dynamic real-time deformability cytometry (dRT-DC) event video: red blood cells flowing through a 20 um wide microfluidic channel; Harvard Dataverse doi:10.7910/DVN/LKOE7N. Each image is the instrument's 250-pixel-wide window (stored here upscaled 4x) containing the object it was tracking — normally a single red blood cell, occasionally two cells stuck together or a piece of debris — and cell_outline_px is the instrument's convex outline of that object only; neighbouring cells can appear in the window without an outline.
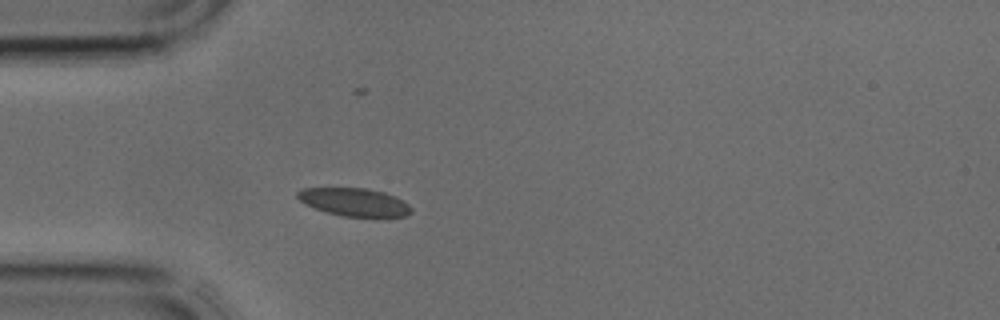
{"species": "common noctule bat (a hibernating species)", "species_latin": "Nyctalus noctula", "temperature_condition": "cold", "stored_images_in_passage": 1, "camera_frame_rate_fps": 3000, "um_per_image_px": 0.085, "animal": {"sex": "male", "body_mass_g": 17.9, "forearm_length_mm": 54.2}, "frame": {"image": 1, "passage_image": 1, "time_ms": 0.0, "image_size_px": [1000, 320], "cell_outline_px": [[412, 212], [404, 216], [344, 216], [328, 212], [304, 204], [296, 196], [296, 192], [300, 188], [368, 188], [384, 192], [396, 196], [408, 204], [412, 208]], "centroid_in_image_um": [30.1, 17.16], "position_along_channel_um": 54.9, "area_um2": 18.44}}